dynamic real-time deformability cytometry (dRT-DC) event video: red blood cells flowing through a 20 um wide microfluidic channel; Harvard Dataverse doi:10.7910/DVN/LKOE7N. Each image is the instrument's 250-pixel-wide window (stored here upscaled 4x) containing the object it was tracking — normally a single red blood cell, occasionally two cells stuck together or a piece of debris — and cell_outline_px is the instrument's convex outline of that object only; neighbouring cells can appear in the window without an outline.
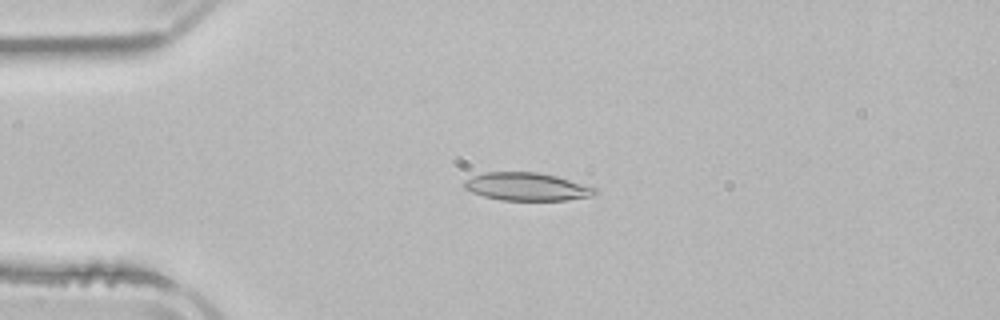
{"species": "common noctule bat (a hibernating species)", "species_latin": "Nyctalus noctula", "temperature_condition": "room temperature", "stored_images_in_passage": 3, "camera_frame_rate_fps": 3000, "um_per_image_px": 0.085, "animal": {"sex": "male", "body_mass_g": 21.5, "forearm_length_mm": 52.0}, "frame": {"image": 1, "passage_image": 2, "time_ms": 1.667, "image_size_px": [1000, 320], "cell_outline_px": [[600, 192], [592, 196], [564, 200], [500, 200], [484, 196], [472, 192], [464, 188], [464, 180], [472, 176], [484, 172], [536, 172], [556, 176], [596, 188]], "centroid_in_image_um": [44.77, 15.87], "position_along_channel_um": 40.2, "area_um2": 21.21}}